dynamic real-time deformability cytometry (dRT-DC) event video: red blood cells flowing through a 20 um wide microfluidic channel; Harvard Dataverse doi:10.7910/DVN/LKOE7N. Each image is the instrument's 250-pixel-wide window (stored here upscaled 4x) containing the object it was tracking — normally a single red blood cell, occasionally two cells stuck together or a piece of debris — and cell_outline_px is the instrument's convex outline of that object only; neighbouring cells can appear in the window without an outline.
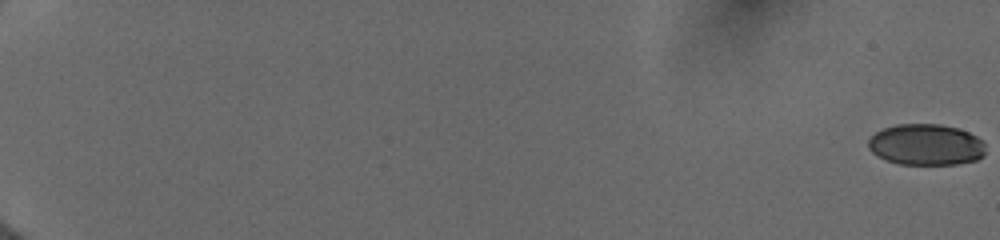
{"species": "human", "species_latin": "Homo sapiens", "temperature_condition": "cold", "stored_images_in_passage": 56, "camera_frame_rate_fps": 3000, "um_per_image_px": 0.085, "donor": {"sex": "female"}, "frame": {"image": 1, "passage_image": 1, "time_ms": 0.0, "image_size_px": [1000, 240], "cell_outline_px": [[984, 156], [976, 160], [956, 164], [900, 164], [888, 160], [872, 152], [868, 148], [868, 140], [876, 132], [884, 128], [896, 124], [940, 124], [956, 128], [968, 132], [976, 136], [984, 144]], "centroid_in_image_um": [78.71, 12.29], "position_along_channel_um": 6.3, "area_um2": 27.92}}
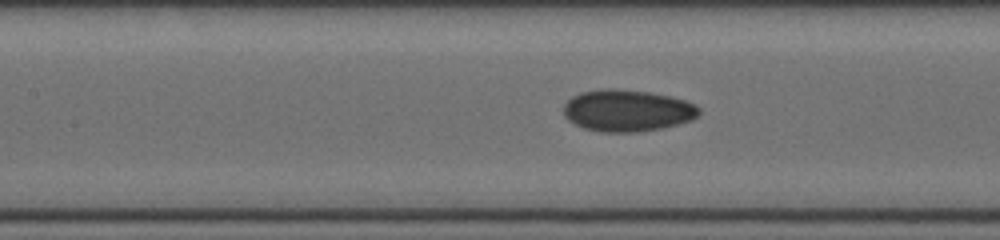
{"frame": {"image": 2, "passage_image": 30, "time_ms": 9.667, "image_size_px": [1000, 240], "cell_outline_px": [[700, 112], [692, 120], [660, 128], [636, 132], [600, 132], [584, 128], [568, 120], [564, 116], [564, 104], [572, 96], [580, 92], [604, 88], [616, 88], [648, 92], [668, 96], [684, 100], [700, 108]], "centroid_in_image_um": [53.27, 9.39], "position_along_channel_um": 154.1, "area_um2": 32.83}}
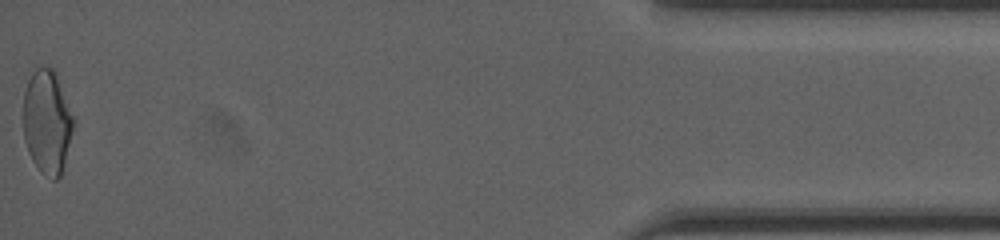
{"frame": {"image": 3, "passage_image": 56, "time_ms": 18.333, "image_size_px": [1000, 240], "cell_outline_px": [[76, 120], [60, 176], [56, 180], [52, 180], [40, 172], [32, 160], [28, 152], [24, 140], [24, 92], [28, 80], [32, 72], [36, 68], [52, 68], [56, 76]], "centroid_in_image_um": [4.01, 10.4], "position_along_channel_um": 431.2, "area_um2": 30.23}, "authors_computed_cell_mechanics": {"area_um2": 30.4317, "velocity_mm_per_s": 4.014, "shape_relaxation_time_tau1_ms": 6.9548, "shape_relaxation_time_tau2_ms": 2.2676, "deformation_change_tau1": 0.1254, "deformation_change_tau2": 0.0532}}